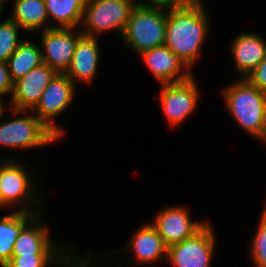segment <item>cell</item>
Masks as SVG:
<instances>
[{
  "mask_svg": "<svg viewBox=\"0 0 266 267\" xmlns=\"http://www.w3.org/2000/svg\"><path fill=\"white\" fill-rule=\"evenodd\" d=\"M166 35L164 45L175 53L190 69L208 33V17L204 4L186 3L166 8Z\"/></svg>",
  "mask_w": 266,
  "mask_h": 267,
  "instance_id": "6da1fadb",
  "label": "cell"
},
{
  "mask_svg": "<svg viewBox=\"0 0 266 267\" xmlns=\"http://www.w3.org/2000/svg\"><path fill=\"white\" fill-rule=\"evenodd\" d=\"M223 98L235 121L250 136L263 140L266 135V93L246 78L225 87Z\"/></svg>",
  "mask_w": 266,
  "mask_h": 267,
  "instance_id": "7a4b0ae2",
  "label": "cell"
},
{
  "mask_svg": "<svg viewBox=\"0 0 266 267\" xmlns=\"http://www.w3.org/2000/svg\"><path fill=\"white\" fill-rule=\"evenodd\" d=\"M164 7L136 5L125 28L123 39L139 55L164 45L166 13Z\"/></svg>",
  "mask_w": 266,
  "mask_h": 267,
  "instance_id": "3957f363",
  "label": "cell"
},
{
  "mask_svg": "<svg viewBox=\"0 0 266 267\" xmlns=\"http://www.w3.org/2000/svg\"><path fill=\"white\" fill-rule=\"evenodd\" d=\"M136 5L135 0H87L81 22L85 29L81 32L97 37L101 32L117 29L123 36Z\"/></svg>",
  "mask_w": 266,
  "mask_h": 267,
  "instance_id": "277c9868",
  "label": "cell"
},
{
  "mask_svg": "<svg viewBox=\"0 0 266 267\" xmlns=\"http://www.w3.org/2000/svg\"><path fill=\"white\" fill-rule=\"evenodd\" d=\"M35 115L0 123V146L9 148L42 147L59 140Z\"/></svg>",
  "mask_w": 266,
  "mask_h": 267,
  "instance_id": "5b68a950",
  "label": "cell"
},
{
  "mask_svg": "<svg viewBox=\"0 0 266 267\" xmlns=\"http://www.w3.org/2000/svg\"><path fill=\"white\" fill-rule=\"evenodd\" d=\"M214 236L207 222L192 237L168 246L167 260L175 267H209L214 255Z\"/></svg>",
  "mask_w": 266,
  "mask_h": 267,
  "instance_id": "8992f818",
  "label": "cell"
},
{
  "mask_svg": "<svg viewBox=\"0 0 266 267\" xmlns=\"http://www.w3.org/2000/svg\"><path fill=\"white\" fill-rule=\"evenodd\" d=\"M76 85L66 74H57L41 95L40 101L33 109L37 116L52 132L61 138L63 131L54 124L53 119L71 104Z\"/></svg>",
  "mask_w": 266,
  "mask_h": 267,
  "instance_id": "52a82bcc",
  "label": "cell"
},
{
  "mask_svg": "<svg viewBox=\"0 0 266 267\" xmlns=\"http://www.w3.org/2000/svg\"><path fill=\"white\" fill-rule=\"evenodd\" d=\"M198 97L199 89L193 75L185 81L162 84L161 107L172 127L194 111Z\"/></svg>",
  "mask_w": 266,
  "mask_h": 267,
  "instance_id": "ba28073f",
  "label": "cell"
},
{
  "mask_svg": "<svg viewBox=\"0 0 266 267\" xmlns=\"http://www.w3.org/2000/svg\"><path fill=\"white\" fill-rule=\"evenodd\" d=\"M73 31L74 28H48L42 32L43 62L58 74L69 69L78 39L83 35H74Z\"/></svg>",
  "mask_w": 266,
  "mask_h": 267,
  "instance_id": "9c48e42d",
  "label": "cell"
},
{
  "mask_svg": "<svg viewBox=\"0 0 266 267\" xmlns=\"http://www.w3.org/2000/svg\"><path fill=\"white\" fill-rule=\"evenodd\" d=\"M4 161L5 162L1 164V207H12L13 205L21 204V202L25 201L27 202L25 203L26 205L32 201L33 205L35 203H39V205L42 204V202L34 196V183L31 181V176L27 175L25 167L17 164L13 159H4Z\"/></svg>",
  "mask_w": 266,
  "mask_h": 267,
  "instance_id": "30bf717a",
  "label": "cell"
},
{
  "mask_svg": "<svg viewBox=\"0 0 266 267\" xmlns=\"http://www.w3.org/2000/svg\"><path fill=\"white\" fill-rule=\"evenodd\" d=\"M57 74L43 63L14 82L11 99L14 116L28 109L33 110L39 103L44 90Z\"/></svg>",
  "mask_w": 266,
  "mask_h": 267,
  "instance_id": "8fae6325",
  "label": "cell"
},
{
  "mask_svg": "<svg viewBox=\"0 0 266 267\" xmlns=\"http://www.w3.org/2000/svg\"><path fill=\"white\" fill-rule=\"evenodd\" d=\"M207 222L190 220L185 207L172 206L160 211L151 225L157 230L167 246L192 237Z\"/></svg>",
  "mask_w": 266,
  "mask_h": 267,
  "instance_id": "7c38bea8",
  "label": "cell"
},
{
  "mask_svg": "<svg viewBox=\"0 0 266 267\" xmlns=\"http://www.w3.org/2000/svg\"><path fill=\"white\" fill-rule=\"evenodd\" d=\"M140 56L161 84L185 81L192 76L190 69L165 45L144 51Z\"/></svg>",
  "mask_w": 266,
  "mask_h": 267,
  "instance_id": "4fadbf2b",
  "label": "cell"
},
{
  "mask_svg": "<svg viewBox=\"0 0 266 267\" xmlns=\"http://www.w3.org/2000/svg\"><path fill=\"white\" fill-rule=\"evenodd\" d=\"M39 214H35L21 228L13 246L12 256L65 253L63 250L56 251L55 246L52 245L47 225H42Z\"/></svg>",
  "mask_w": 266,
  "mask_h": 267,
  "instance_id": "5bb4252c",
  "label": "cell"
},
{
  "mask_svg": "<svg viewBox=\"0 0 266 267\" xmlns=\"http://www.w3.org/2000/svg\"><path fill=\"white\" fill-rule=\"evenodd\" d=\"M97 37L82 35L76 44L73 59L66 75L75 84L76 81L91 84L100 62Z\"/></svg>",
  "mask_w": 266,
  "mask_h": 267,
  "instance_id": "9a60e30c",
  "label": "cell"
},
{
  "mask_svg": "<svg viewBox=\"0 0 266 267\" xmlns=\"http://www.w3.org/2000/svg\"><path fill=\"white\" fill-rule=\"evenodd\" d=\"M231 52L238 72L246 78L266 57V41L256 33H241L235 37Z\"/></svg>",
  "mask_w": 266,
  "mask_h": 267,
  "instance_id": "2e32d148",
  "label": "cell"
},
{
  "mask_svg": "<svg viewBox=\"0 0 266 267\" xmlns=\"http://www.w3.org/2000/svg\"><path fill=\"white\" fill-rule=\"evenodd\" d=\"M126 250L131 246L138 264L152 263L166 257L168 246L157 230L150 224H144L131 238Z\"/></svg>",
  "mask_w": 266,
  "mask_h": 267,
  "instance_id": "e0dca14e",
  "label": "cell"
},
{
  "mask_svg": "<svg viewBox=\"0 0 266 267\" xmlns=\"http://www.w3.org/2000/svg\"><path fill=\"white\" fill-rule=\"evenodd\" d=\"M30 205L16 209L0 220V266L4 267L12 258L13 246L21 228L35 215Z\"/></svg>",
  "mask_w": 266,
  "mask_h": 267,
  "instance_id": "ac0fdd59",
  "label": "cell"
},
{
  "mask_svg": "<svg viewBox=\"0 0 266 267\" xmlns=\"http://www.w3.org/2000/svg\"><path fill=\"white\" fill-rule=\"evenodd\" d=\"M13 3V13L9 18L22 30L32 32L42 27L43 30L52 28V25H45L48 19L45 0H15Z\"/></svg>",
  "mask_w": 266,
  "mask_h": 267,
  "instance_id": "d6986e66",
  "label": "cell"
},
{
  "mask_svg": "<svg viewBox=\"0 0 266 267\" xmlns=\"http://www.w3.org/2000/svg\"><path fill=\"white\" fill-rule=\"evenodd\" d=\"M43 63L41 49L29 40H22L7 61L8 70L13 82L21 79L33 68Z\"/></svg>",
  "mask_w": 266,
  "mask_h": 267,
  "instance_id": "ffe728a7",
  "label": "cell"
},
{
  "mask_svg": "<svg viewBox=\"0 0 266 267\" xmlns=\"http://www.w3.org/2000/svg\"><path fill=\"white\" fill-rule=\"evenodd\" d=\"M87 0H45L48 19L51 16L59 25L52 28H75L82 22Z\"/></svg>",
  "mask_w": 266,
  "mask_h": 267,
  "instance_id": "44dd1931",
  "label": "cell"
},
{
  "mask_svg": "<svg viewBox=\"0 0 266 267\" xmlns=\"http://www.w3.org/2000/svg\"><path fill=\"white\" fill-rule=\"evenodd\" d=\"M69 255L63 254H32V255H22V256H12L11 260L4 267H48L52 262L53 264L68 265L69 267H88L91 264V258L88 256L85 261H83L78 254ZM72 258V259H71ZM65 263H64V262ZM91 267V266H90Z\"/></svg>",
  "mask_w": 266,
  "mask_h": 267,
  "instance_id": "7402d4cb",
  "label": "cell"
},
{
  "mask_svg": "<svg viewBox=\"0 0 266 267\" xmlns=\"http://www.w3.org/2000/svg\"><path fill=\"white\" fill-rule=\"evenodd\" d=\"M19 29L9 17L0 23V61L7 62L22 42L19 40Z\"/></svg>",
  "mask_w": 266,
  "mask_h": 267,
  "instance_id": "603a6c76",
  "label": "cell"
},
{
  "mask_svg": "<svg viewBox=\"0 0 266 267\" xmlns=\"http://www.w3.org/2000/svg\"><path fill=\"white\" fill-rule=\"evenodd\" d=\"M263 210L251 246L253 262L257 267H266V206Z\"/></svg>",
  "mask_w": 266,
  "mask_h": 267,
  "instance_id": "cb8c5ba5",
  "label": "cell"
},
{
  "mask_svg": "<svg viewBox=\"0 0 266 267\" xmlns=\"http://www.w3.org/2000/svg\"><path fill=\"white\" fill-rule=\"evenodd\" d=\"M258 90L266 93V57L262 62L246 77Z\"/></svg>",
  "mask_w": 266,
  "mask_h": 267,
  "instance_id": "d4e9b609",
  "label": "cell"
},
{
  "mask_svg": "<svg viewBox=\"0 0 266 267\" xmlns=\"http://www.w3.org/2000/svg\"><path fill=\"white\" fill-rule=\"evenodd\" d=\"M14 82L11 79L7 62L0 61V99L7 94H12Z\"/></svg>",
  "mask_w": 266,
  "mask_h": 267,
  "instance_id": "484cf974",
  "label": "cell"
},
{
  "mask_svg": "<svg viewBox=\"0 0 266 267\" xmlns=\"http://www.w3.org/2000/svg\"><path fill=\"white\" fill-rule=\"evenodd\" d=\"M148 1V3H147ZM186 4L183 0H146V2H138L137 5L141 6H152V7H164V8H174Z\"/></svg>",
  "mask_w": 266,
  "mask_h": 267,
  "instance_id": "4316f807",
  "label": "cell"
},
{
  "mask_svg": "<svg viewBox=\"0 0 266 267\" xmlns=\"http://www.w3.org/2000/svg\"><path fill=\"white\" fill-rule=\"evenodd\" d=\"M4 110H5L4 102L2 99H0V121L1 119H3L2 117H3Z\"/></svg>",
  "mask_w": 266,
  "mask_h": 267,
  "instance_id": "83f0119b",
  "label": "cell"
},
{
  "mask_svg": "<svg viewBox=\"0 0 266 267\" xmlns=\"http://www.w3.org/2000/svg\"><path fill=\"white\" fill-rule=\"evenodd\" d=\"M185 3L202 4L204 0H183Z\"/></svg>",
  "mask_w": 266,
  "mask_h": 267,
  "instance_id": "f1b7e54d",
  "label": "cell"
},
{
  "mask_svg": "<svg viewBox=\"0 0 266 267\" xmlns=\"http://www.w3.org/2000/svg\"><path fill=\"white\" fill-rule=\"evenodd\" d=\"M0 180H1V165H0ZM0 207H1V191H0Z\"/></svg>",
  "mask_w": 266,
  "mask_h": 267,
  "instance_id": "f546056e",
  "label": "cell"
},
{
  "mask_svg": "<svg viewBox=\"0 0 266 267\" xmlns=\"http://www.w3.org/2000/svg\"><path fill=\"white\" fill-rule=\"evenodd\" d=\"M2 9H3V3L0 2V14H1V12H2Z\"/></svg>",
  "mask_w": 266,
  "mask_h": 267,
  "instance_id": "4dcf8cb0",
  "label": "cell"
},
{
  "mask_svg": "<svg viewBox=\"0 0 266 267\" xmlns=\"http://www.w3.org/2000/svg\"><path fill=\"white\" fill-rule=\"evenodd\" d=\"M262 142H264L266 144V135H265L264 139L262 140Z\"/></svg>",
  "mask_w": 266,
  "mask_h": 267,
  "instance_id": "1f68e13d",
  "label": "cell"
},
{
  "mask_svg": "<svg viewBox=\"0 0 266 267\" xmlns=\"http://www.w3.org/2000/svg\"><path fill=\"white\" fill-rule=\"evenodd\" d=\"M13 1H15V0H13ZM0 2H2L4 4L5 3V0H0Z\"/></svg>",
  "mask_w": 266,
  "mask_h": 267,
  "instance_id": "d6a6232c",
  "label": "cell"
}]
</instances>
